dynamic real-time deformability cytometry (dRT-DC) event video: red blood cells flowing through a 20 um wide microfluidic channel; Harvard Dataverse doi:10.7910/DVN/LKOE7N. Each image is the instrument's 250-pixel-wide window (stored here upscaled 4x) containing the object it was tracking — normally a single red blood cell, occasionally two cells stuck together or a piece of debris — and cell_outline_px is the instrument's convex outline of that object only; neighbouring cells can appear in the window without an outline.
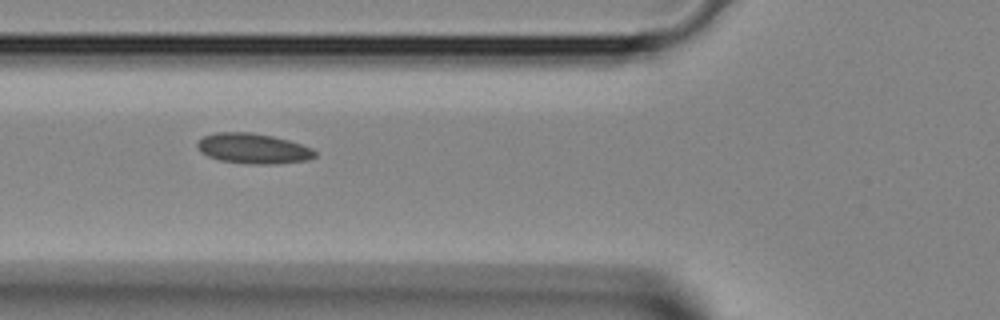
{"species": "Egyptian fruit bat (a non-hibernating species)", "species_latin": "Rousettus aegyptiacus", "temperature_condition": "room temperature", "stored_images_in_passage": 5, "camera_frame_rate_fps": 3000, "um_per_image_px": 0.085, "animal": {"sex": "female"}, "frame": {"image": 1, "passage_image": 4, "time_ms": 1.0, "image_size_px": [1000, 320], "cell_outline_px": [[316, 156], [308, 160], [280, 164], [248, 164], [220, 160], [208, 156], [200, 152], [196, 148], [196, 144], [204, 136], [216, 132], [252, 132], [272, 136], [288, 140], [312, 148], [316, 152]], "centroid_in_image_um": [21.52, 12.63], "position_along_channel_um": 104.3, "area_um2": 20.87}}
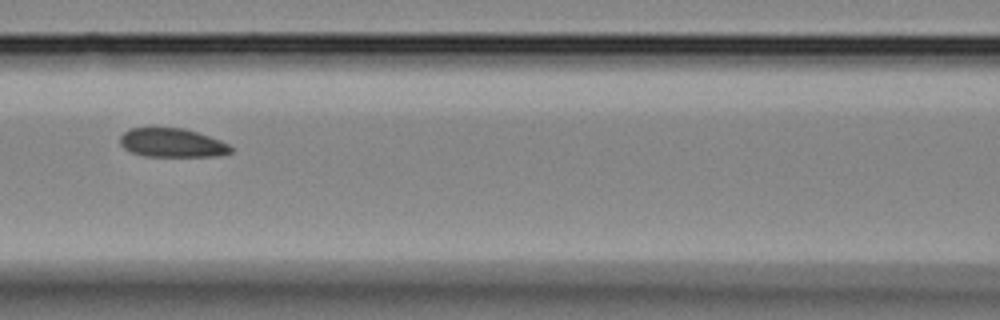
{"frame": {"image": 2, "passage_image": 5, "time_ms": 1.333, "image_size_px": [1000, 320], "cell_outline_px": [[232, 152], [220, 156], [144, 156], [132, 152], [124, 148], [120, 144], [120, 136], [128, 128], [152, 124], [184, 128], [220, 140], [228, 144], [232, 148]], "centroid_in_image_um": [14.56, 12.08], "position_along_channel_um": 152.0, "area_um2": 19.36}}